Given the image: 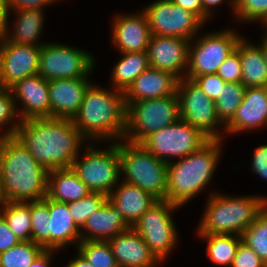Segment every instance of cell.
<instances>
[{
  "label": "cell",
  "instance_id": "cell-38",
  "mask_svg": "<svg viewBox=\"0 0 267 267\" xmlns=\"http://www.w3.org/2000/svg\"><path fill=\"white\" fill-rule=\"evenodd\" d=\"M20 122L10 89L0 87V129L7 128L0 133V137L13 136Z\"/></svg>",
  "mask_w": 267,
  "mask_h": 267
},
{
  "label": "cell",
  "instance_id": "cell-4",
  "mask_svg": "<svg viewBox=\"0 0 267 267\" xmlns=\"http://www.w3.org/2000/svg\"><path fill=\"white\" fill-rule=\"evenodd\" d=\"M222 142L209 140L192 154L167 163V201L182 207L206 190L223 154Z\"/></svg>",
  "mask_w": 267,
  "mask_h": 267
},
{
  "label": "cell",
  "instance_id": "cell-49",
  "mask_svg": "<svg viewBox=\"0 0 267 267\" xmlns=\"http://www.w3.org/2000/svg\"><path fill=\"white\" fill-rule=\"evenodd\" d=\"M9 8L6 0H0V39H2L6 33L9 20Z\"/></svg>",
  "mask_w": 267,
  "mask_h": 267
},
{
  "label": "cell",
  "instance_id": "cell-21",
  "mask_svg": "<svg viewBox=\"0 0 267 267\" xmlns=\"http://www.w3.org/2000/svg\"><path fill=\"white\" fill-rule=\"evenodd\" d=\"M179 80L173 73L149 67L124 92L125 104L176 95Z\"/></svg>",
  "mask_w": 267,
  "mask_h": 267
},
{
  "label": "cell",
  "instance_id": "cell-33",
  "mask_svg": "<svg viewBox=\"0 0 267 267\" xmlns=\"http://www.w3.org/2000/svg\"><path fill=\"white\" fill-rule=\"evenodd\" d=\"M32 241L44 250H50L49 198L30 201Z\"/></svg>",
  "mask_w": 267,
  "mask_h": 267
},
{
  "label": "cell",
  "instance_id": "cell-5",
  "mask_svg": "<svg viewBox=\"0 0 267 267\" xmlns=\"http://www.w3.org/2000/svg\"><path fill=\"white\" fill-rule=\"evenodd\" d=\"M197 234L239 235L267 206V196H227L211 192Z\"/></svg>",
  "mask_w": 267,
  "mask_h": 267
},
{
  "label": "cell",
  "instance_id": "cell-41",
  "mask_svg": "<svg viewBox=\"0 0 267 267\" xmlns=\"http://www.w3.org/2000/svg\"><path fill=\"white\" fill-rule=\"evenodd\" d=\"M214 102L218 99L226 82L218 74H204L192 79Z\"/></svg>",
  "mask_w": 267,
  "mask_h": 267
},
{
  "label": "cell",
  "instance_id": "cell-37",
  "mask_svg": "<svg viewBox=\"0 0 267 267\" xmlns=\"http://www.w3.org/2000/svg\"><path fill=\"white\" fill-rule=\"evenodd\" d=\"M107 200L108 195L100 192H92L87 197L68 203L69 212L76 225L81 229L87 222L88 217L98 210Z\"/></svg>",
  "mask_w": 267,
  "mask_h": 267
},
{
  "label": "cell",
  "instance_id": "cell-40",
  "mask_svg": "<svg viewBox=\"0 0 267 267\" xmlns=\"http://www.w3.org/2000/svg\"><path fill=\"white\" fill-rule=\"evenodd\" d=\"M216 74L226 83H241L242 66L240 54L237 50L219 66Z\"/></svg>",
  "mask_w": 267,
  "mask_h": 267
},
{
  "label": "cell",
  "instance_id": "cell-46",
  "mask_svg": "<svg viewBox=\"0 0 267 267\" xmlns=\"http://www.w3.org/2000/svg\"><path fill=\"white\" fill-rule=\"evenodd\" d=\"M174 4L182 6L184 9L191 11L197 15L206 25L210 19L204 12L202 0H171Z\"/></svg>",
  "mask_w": 267,
  "mask_h": 267
},
{
  "label": "cell",
  "instance_id": "cell-29",
  "mask_svg": "<svg viewBox=\"0 0 267 267\" xmlns=\"http://www.w3.org/2000/svg\"><path fill=\"white\" fill-rule=\"evenodd\" d=\"M123 57L115 63L111 71V87L125 92L132 82L145 70L149 65L147 51L123 53ZM113 85V86H112Z\"/></svg>",
  "mask_w": 267,
  "mask_h": 267
},
{
  "label": "cell",
  "instance_id": "cell-8",
  "mask_svg": "<svg viewBox=\"0 0 267 267\" xmlns=\"http://www.w3.org/2000/svg\"><path fill=\"white\" fill-rule=\"evenodd\" d=\"M110 143L105 150L94 147L95 142L85 144L84 157L79 154L72 164L73 171L92 192L109 195L121 179L118 141Z\"/></svg>",
  "mask_w": 267,
  "mask_h": 267
},
{
  "label": "cell",
  "instance_id": "cell-23",
  "mask_svg": "<svg viewBox=\"0 0 267 267\" xmlns=\"http://www.w3.org/2000/svg\"><path fill=\"white\" fill-rule=\"evenodd\" d=\"M132 228L123 215L107 200L80 229L81 240L108 241Z\"/></svg>",
  "mask_w": 267,
  "mask_h": 267
},
{
  "label": "cell",
  "instance_id": "cell-7",
  "mask_svg": "<svg viewBox=\"0 0 267 267\" xmlns=\"http://www.w3.org/2000/svg\"><path fill=\"white\" fill-rule=\"evenodd\" d=\"M180 119L178 95L145 99L126 105V127L123 140L140 144L152 133Z\"/></svg>",
  "mask_w": 267,
  "mask_h": 267
},
{
  "label": "cell",
  "instance_id": "cell-39",
  "mask_svg": "<svg viewBox=\"0 0 267 267\" xmlns=\"http://www.w3.org/2000/svg\"><path fill=\"white\" fill-rule=\"evenodd\" d=\"M236 20L241 22L255 21L267 25V0H235V10L233 14Z\"/></svg>",
  "mask_w": 267,
  "mask_h": 267
},
{
  "label": "cell",
  "instance_id": "cell-36",
  "mask_svg": "<svg viewBox=\"0 0 267 267\" xmlns=\"http://www.w3.org/2000/svg\"><path fill=\"white\" fill-rule=\"evenodd\" d=\"M43 250L33 241H21L0 253V267H29Z\"/></svg>",
  "mask_w": 267,
  "mask_h": 267
},
{
  "label": "cell",
  "instance_id": "cell-48",
  "mask_svg": "<svg viewBox=\"0 0 267 267\" xmlns=\"http://www.w3.org/2000/svg\"><path fill=\"white\" fill-rule=\"evenodd\" d=\"M54 252L57 253L58 250H43L29 267H50Z\"/></svg>",
  "mask_w": 267,
  "mask_h": 267
},
{
  "label": "cell",
  "instance_id": "cell-22",
  "mask_svg": "<svg viewBox=\"0 0 267 267\" xmlns=\"http://www.w3.org/2000/svg\"><path fill=\"white\" fill-rule=\"evenodd\" d=\"M108 242L118 267H157L162 263L133 228Z\"/></svg>",
  "mask_w": 267,
  "mask_h": 267
},
{
  "label": "cell",
  "instance_id": "cell-47",
  "mask_svg": "<svg viewBox=\"0 0 267 267\" xmlns=\"http://www.w3.org/2000/svg\"><path fill=\"white\" fill-rule=\"evenodd\" d=\"M228 3V6L231 7V11L235 10V0H202L203 12L210 18L213 17V12L216 7L222 3Z\"/></svg>",
  "mask_w": 267,
  "mask_h": 267
},
{
  "label": "cell",
  "instance_id": "cell-27",
  "mask_svg": "<svg viewBox=\"0 0 267 267\" xmlns=\"http://www.w3.org/2000/svg\"><path fill=\"white\" fill-rule=\"evenodd\" d=\"M92 191L78 178L72 168L48 172L47 197L61 203H71L87 197Z\"/></svg>",
  "mask_w": 267,
  "mask_h": 267
},
{
  "label": "cell",
  "instance_id": "cell-15",
  "mask_svg": "<svg viewBox=\"0 0 267 267\" xmlns=\"http://www.w3.org/2000/svg\"><path fill=\"white\" fill-rule=\"evenodd\" d=\"M41 47L0 39V87L9 89L18 81L38 73Z\"/></svg>",
  "mask_w": 267,
  "mask_h": 267
},
{
  "label": "cell",
  "instance_id": "cell-17",
  "mask_svg": "<svg viewBox=\"0 0 267 267\" xmlns=\"http://www.w3.org/2000/svg\"><path fill=\"white\" fill-rule=\"evenodd\" d=\"M48 83V80L37 73L18 81L9 88L20 120L50 117ZM18 101L19 106L22 105L19 107L21 109L17 106Z\"/></svg>",
  "mask_w": 267,
  "mask_h": 267
},
{
  "label": "cell",
  "instance_id": "cell-42",
  "mask_svg": "<svg viewBox=\"0 0 267 267\" xmlns=\"http://www.w3.org/2000/svg\"><path fill=\"white\" fill-rule=\"evenodd\" d=\"M230 267H267L262 259L245 243L240 242Z\"/></svg>",
  "mask_w": 267,
  "mask_h": 267
},
{
  "label": "cell",
  "instance_id": "cell-14",
  "mask_svg": "<svg viewBox=\"0 0 267 267\" xmlns=\"http://www.w3.org/2000/svg\"><path fill=\"white\" fill-rule=\"evenodd\" d=\"M152 35L180 37L191 41L204 22L194 13L171 0H157L142 9Z\"/></svg>",
  "mask_w": 267,
  "mask_h": 267
},
{
  "label": "cell",
  "instance_id": "cell-3",
  "mask_svg": "<svg viewBox=\"0 0 267 267\" xmlns=\"http://www.w3.org/2000/svg\"><path fill=\"white\" fill-rule=\"evenodd\" d=\"M48 172L12 136L0 137V174L5 201L44 199L47 196Z\"/></svg>",
  "mask_w": 267,
  "mask_h": 267
},
{
  "label": "cell",
  "instance_id": "cell-34",
  "mask_svg": "<svg viewBox=\"0 0 267 267\" xmlns=\"http://www.w3.org/2000/svg\"><path fill=\"white\" fill-rule=\"evenodd\" d=\"M241 238L267 266V206L242 233Z\"/></svg>",
  "mask_w": 267,
  "mask_h": 267
},
{
  "label": "cell",
  "instance_id": "cell-26",
  "mask_svg": "<svg viewBox=\"0 0 267 267\" xmlns=\"http://www.w3.org/2000/svg\"><path fill=\"white\" fill-rule=\"evenodd\" d=\"M14 13V14H13ZM16 17L13 29L8 27L4 38L10 42L20 45H31L42 47L47 42H40L38 39L44 29V10L34 8L27 10H9V15Z\"/></svg>",
  "mask_w": 267,
  "mask_h": 267
},
{
  "label": "cell",
  "instance_id": "cell-51",
  "mask_svg": "<svg viewBox=\"0 0 267 267\" xmlns=\"http://www.w3.org/2000/svg\"><path fill=\"white\" fill-rule=\"evenodd\" d=\"M262 27H263L262 29H265L263 30L265 33L262 35L261 41L257 44L261 48L262 53L267 61V26H262Z\"/></svg>",
  "mask_w": 267,
  "mask_h": 267
},
{
  "label": "cell",
  "instance_id": "cell-20",
  "mask_svg": "<svg viewBox=\"0 0 267 267\" xmlns=\"http://www.w3.org/2000/svg\"><path fill=\"white\" fill-rule=\"evenodd\" d=\"M88 78L49 81L50 117L73 119L80 109L87 88L92 84Z\"/></svg>",
  "mask_w": 267,
  "mask_h": 267
},
{
  "label": "cell",
  "instance_id": "cell-10",
  "mask_svg": "<svg viewBox=\"0 0 267 267\" xmlns=\"http://www.w3.org/2000/svg\"><path fill=\"white\" fill-rule=\"evenodd\" d=\"M177 209L180 206L166 199L157 200L132 227L161 262L167 259L178 241V232L171 214Z\"/></svg>",
  "mask_w": 267,
  "mask_h": 267
},
{
  "label": "cell",
  "instance_id": "cell-18",
  "mask_svg": "<svg viewBox=\"0 0 267 267\" xmlns=\"http://www.w3.org/2000/svg\"><path fill=\"white\" fill-rule=\"evenodd\" d=\"M115 16L112 21L111 44L123 53L147 51L152 34L146 14L139 11Z\"/></svg>",
  "mask_w": 267,
  "mask_h": 267
},
{
  "label": "cell",
  "instance_id": "cell-2",
  "mask_svg": "<svg viewBox=\"0 0 267 267\" xmlns=\"http://www.w3.org/2000/svg\"><path fill=\"white\" fill-rule=\"evenodd\" d=\"M72 120L76 129L89 142L123 140L126 127L124 92L113 87L103 89L92 83Z\"/></svg>",
  "mask_w": 267,
  "mask_h": 267
},
{
  "label": "cell",
  "instance_id": "cell-19",
  "mask_svg": "<svg viewBox=\"0 0 267 267\" xmlns=\"http://www.w3.org/2000/svg\"><path fill=\"white\" fill-rule=\"evenodd\" d=\"M265 125H267V86L246 87L241 105L223 132L225 135L226 133L234 135L259 130L265 128Z\"/></svg>",
  "mask_w": 267,
  "mask_h": 267
},
{
  "label": "cell",
  "instance_id": "cell-6",
  "mask_svg": "<svg viewBox=\"0 0 267 267\" xmlns=\"http://www.w3.org/2000/svg\"><path fill=\"white\" fill-rule=\"evenodd\" d=\"M122 181L136 185L157 200L166 199L167 163L158 159L141 144L118 141Z\"/></svg>",
  "mask_w": 267,
  "mask_h": 267
},
{
  "label": "cell",
  "instance_id": "cell-30",
  "mask_svg": "<svg viewBox=\"0 0 267 267\" xmlns=\"http://www.w3.org/2000/svg\"><path fill=\"white\" fill-rule=\"evenodd\" d=\"M206 240L207 257L217 266L230 267L234 261L237 248L242 241L239 235L226 234H198Z\"/></svg>",
  "mask_w": 267,
  "mask_h": 267
},
{
  "label": "cell",
  "instance_id": "cell-25",
  "mask_svg": "<svg viewBox=\"0 0 267 267\" xmlns=\"http://www.w3.org/2000/svg\"><path fill=\"white\" fill-rule=\"evenodd\" d=\"M50 250H61L71 243L77 247L81 241L80 228L74 222L68 203L49 199Z\"/></svg>",
  "mask_w": 267,
  "mask_h": 267
},
{
  "label": "cell",
  "instance_id": "cell-11",
  "mask_svg": "<svg viewBox=\"0 0 267 267\" xmlns=\"http://www.w3.org/2000/svg\"><path fill=\"white\" fill-rule=\"evenodd\" d=\"M96 65L95 57L73 46L47 42L41 47L38 74L44 79L89 77Z\"/></svg>",
  "mask_w": 267,
  "mask_h": 267
},
{
  "label": "cell",
  "instance_id": "cell-31",
  "mask_svg": "<svg viewBox=\"0 0 267 267\" xmlns=\"http://www.w3.org/2000/svg\"><path fill=\"white\" fill-rule=\"evenodd\" d=\"M0 214L20 241H32L30 201H5L0 206Z\"/></svg>",
  "mask_w": 267,
  "mask_h": 267
},
{
  "label": "cell",
  "instance_id": "cell-16",
  "mask_svg": "<svg viewBox=\"0 0 267 267\" xmlns=\"http://www.w3.org/2000/svg\"><path fill=\"white\" fill-rule=\"evenodd\" d=\"M189 46L190 41L184 38L152 35L147 48L150 67L185 78Z\"/></svg>",
  "mask_w": 267,
  "mask_h": 267
},
{
  "label": "cell",
  "instance_id": "cell-52",
  "mask_svg": "<svg viewBox=\"0 0 267 267\" xmlns=\"http://www.w3.org/2000/svg\"><path fill=\"white\" fill-rule=\"evenodd\" d=\"M5 202L2 192L1 174H0V206Z\"/></svg>",
  "mask_w": 267,
  "mask_h": 267
},
{
  "label": "cell",
  "instance_id": "cell-35",
  "mask_svg": "<svg viewBox=\"0 0 267 267\" xmlns=\"http://www.w3.org/2000/svg\"><path fill=\"white\" fill-rule=\"evenodd\" d=\"M75 248L93 267H118L108 241L81 240Z\"/></svg>",
  "mask_w": 267,
  "mask_h": 267
},
{
  "label": "cell",
  "instance_id": "cell-9",
  "mask_svg": "<svg viewBox=\"0 0 267 267\" xmlns=\"http://www.w3.org/2000/svg\"><path fill=\"white\" fill-rule=\"evenodd\" d=\"M241 37L236 29L229 28L195 36L190 41L185 77L193 79L204 74H216L219 66L236 50Z\"/></svg>",
  "mask_w": 267,
  "mask_h": 267
},
{
  "label": "cell",
  "instance_id": "cell-43",
  "mask_svg": "<svg viewBox=\"0 0 267 267\" xmlns=\"http://www.w3.org/2000/svg\"><path fill=\"white\" fill-rule=\"evenodd\" d=\"M251 170L260 178L267 180V144L260 145L253 153Z\"/></svg>",
  "mask_w": 267,
  "mask_h": 267
},
{
  "label": "cell",
  "instance_id": "cell-50",
  "mask_svg": "<svg viewBox=\"0 0 267 267\" xmlns=\"http://www.w3.org/2000/svg\"><path fill=\"white\" fill-rule=\"evenodd\" d=\"M65 267H93L78 251L77 257L71 259Z\"/></svg>",
  "mask_w": 267,
  "mask_h": 267
},
{
  "label": "cell",
  "instance_id": "cell-44",
  "mask_svg": "<svg viewBox=\"0 0 267 267\" xmlns=\"http://www.w3.org/2000/svg\"><path fill=\"white\" fill-rule=\"evenodd\" d=\"M21 241L11 231L4 217L0 214V253L6 251Z\"/></svg>",
  "mask_w": 267,
  "mask_h": 267
},
{
  "label": "cell",
  "instance_id": "cell-28",
  "mask_svg": "<svg viewBox=\"0 0 267 267\" xmlns=\"http://www.w3.org/2000/svg\"><path fill=\"white\" fill-rule=\"evenodd\" d=\"M236 50L241 58V83L245 87H266L267 61L259 45L247 41L242 36L236 45Z\"/></svg>",
  "mask_w": 267,
  "mask_h": 267
},
{
  "label": "cell",
  "instance_id": "cell-12",
  "mask_svg": "<svg viewBox=\"0 0 267 267\" xmlns=\"http://www.w3.org/2000/svg\"><path fill=\"white\" fill-rule=\"evenodd\" d=\"M210 139L200 130L179 119L147 136L140 144L158 159L169 163L199 150Z\"/></svg>",
  "mask_w": 267,
  "mask_h": 267
},
{
  "label": "cell",
  "instance_id": "cell-32",
  "mask_svg": "<svg viewBox=\"0 0 267 267\" xmlns=\"http://www.w3.org/2000/svg\"><path fill=\"white\" fill-rule=\"evenodd\" d=\"M246 87L242 83H226L215 101L216 115L226 126L235 116L237 108L243 101Z\"/></svg>",
  "mask_w": 267,
  "mask_h": 267
},
{
  "label": "cell",
  "instance_id": "cell-13",
  "mask_svg": "<svg viewBox=\"0 0 267 267\" xmlns=\"http://www.w3.org/2000/svg\"><path fill=\"white\" fill-rule=\"evenodd\" d=\"M177 95L181 120L200 130L210 140L224 139L220 130H225V126L216 115L215 102L192 79L179 80Z\"/></svg>",
  "mask_w": 267,
  "mask_h": 267
},
{
  "label": "cell",
  "instance_id": "cell-1",
  "mask_svg": "<svg viewBox=\"0 0 267 267\" xmlns=\"http://www.w3.org/2000/svg\"><path fill=\"white\" fill-rule=\"evenodd\" d=\"M12 137L48 171L71 168L81 145L89 143L67 118L21 120Z\"/></svg>",
  "mask_w": 267,
  "mask_h": 267
},
{
  "label": "cell",
  "instance_id": "cell-24",
  "mask_svg": "<svg viewBox=\"0 0 267 267\" xmlns=\"http://www.w3.org/2000/svg\"><path fill=\"white\" fill-rule=\"evenodd\" d=\"M108 201L123 215L125 221L133 227L157 199L136 185L119 181L108 195Z\"/></svg>",
  "mask_w": 267,
  "mask_h": 267
},
{
  "label": "cell",
  "instance_id": "cell-45",
  "mask_svg": "<svg viewBox=\"0 0 267 267\" xmlns=\"http://www.w3.org/2000/svg\"><path fill=\"white\" fill-rule=\"evenodd\" d=\"M9 10H27L34 8H45L59 0H6Z\"/></svg>",
  "mask_w": 267,
  "mask_h": 267
}]
</instances>
